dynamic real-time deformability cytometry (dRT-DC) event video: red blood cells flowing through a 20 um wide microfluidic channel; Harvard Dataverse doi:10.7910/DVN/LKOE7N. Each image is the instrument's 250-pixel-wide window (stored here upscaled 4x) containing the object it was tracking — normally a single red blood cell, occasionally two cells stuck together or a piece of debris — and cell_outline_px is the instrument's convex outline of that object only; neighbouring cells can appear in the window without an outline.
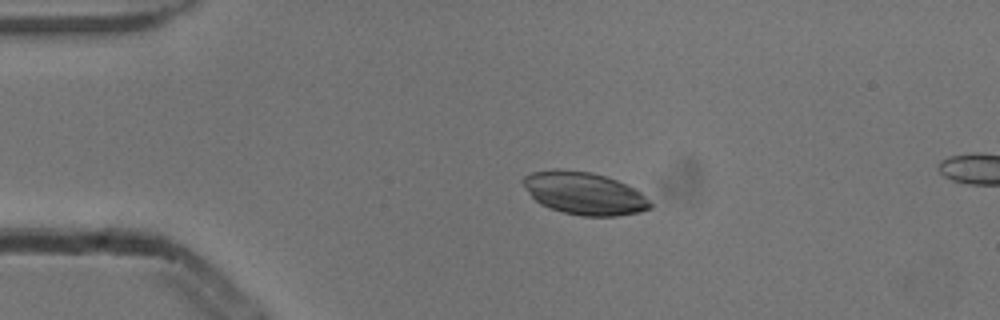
{"species": "common noctule bat (a hibernating species)", "species_latin": "Nyctalus noctula", "temperature_condition": "cold", "stored_images_in_passage": 4, "camera_frame_rate_fps": 3000, "um_per_image_px": 0.085, "animal": {"sex": "male", "body_mass_g": 13.3}, "frame": {"image": 1, "passage_image": 1, "time_ms": 0.0, "image_size_px": [1000, 320], "cell_outline_px": [[652, 208], [640, 212], [616, 216], [580, 216], [564, 212], [540, 204], [528, 192], [520, 180], [524, 176], [532, 172], [552, 168], [560, 168], [592, 172], [616, 180], [640, 192], [652, 204]], "centroid_in_image_um": [49.62, 16.42], "position_along_channel_um": 35.4, "area_um2": 31.5}}